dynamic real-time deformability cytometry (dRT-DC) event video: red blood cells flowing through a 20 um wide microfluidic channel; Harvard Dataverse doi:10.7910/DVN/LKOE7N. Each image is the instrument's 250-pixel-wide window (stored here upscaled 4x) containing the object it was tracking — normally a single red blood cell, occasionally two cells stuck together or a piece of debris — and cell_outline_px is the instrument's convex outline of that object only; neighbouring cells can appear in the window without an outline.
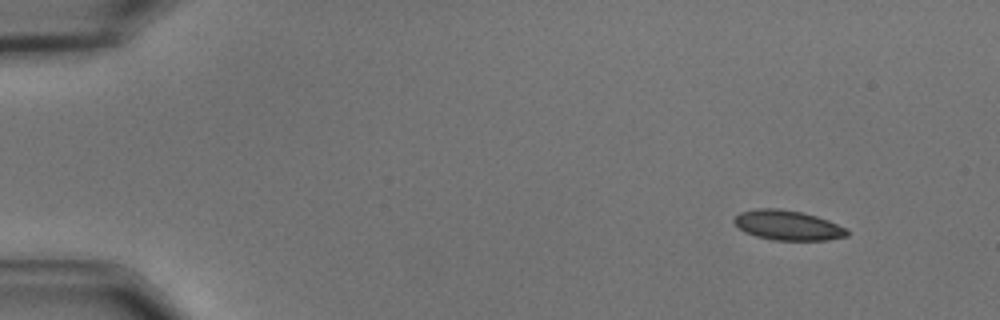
{"species": "common noctule bat (a hibernating species)", "species_latin": "Nyctalus noctula", "temperature_condition": "cold", "stored_images_in_passage": 40, "camera_frame_rate_fps": 3000, "um_per_image_px": 0.085, "animal": {"sex": "male", "body_mass_g": 15.6}, "frame": {"image": 1, "passage_image": 1, "time_ms": 0.0, "image_size_px": [1000, 320], "cell_outline_px": [[848, 236], [828, 240], [772, 240], [756, 236], [744, 232], [732, 220], [740, 212], [756, 208], [780, 208], [800, 212], [816, 216], [828, 220], [848, 228]], "centroid_in_image_um": [66.97, 19.15], "position_along_channel_um": 18.0, "area_um2": 19.71}}
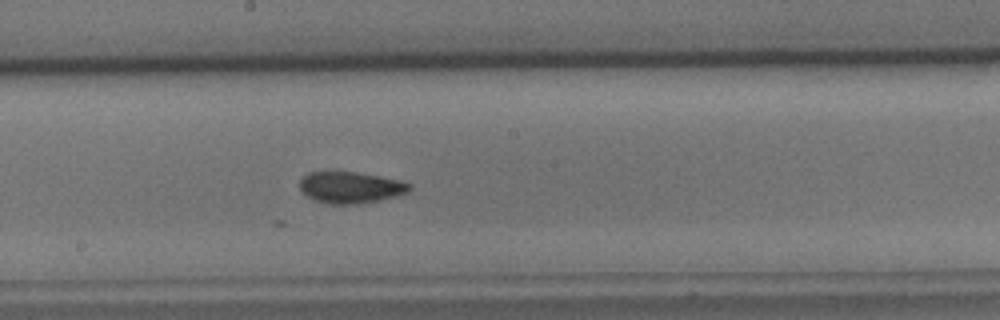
{"frame": {"image": 2, "passage_image": 27, "time_ms": 8.667, "image_size_px": [1000, 320], "cell_outline_px": [[412, 188], [408, 192], [396, 196], [360, 204], [328, 204], [316, 200], [308, 196], [300, 188], [300, 180], [308, 172], [356, 172], [380, 176], [400, 180], [412, 184]], "centroid_in_image_um": [29.83, 15.93], "position_along_channel_um": 218.4, "area_um2": 20.06}}
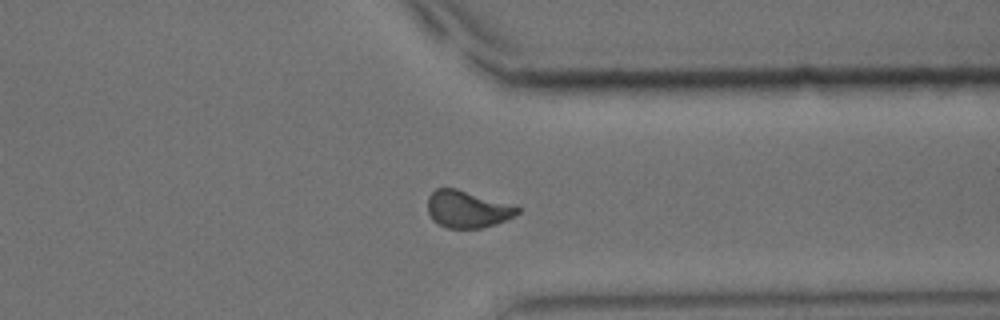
{"frame": {"image": 3, "passage_image": 40, "time_ms": 13.0, "image_size_px": [1000, 320], "cell_outline_px": [[520, 212], [496, 224], [484, 228], [448, 228], [436, 224], [432, 220], [428, 212], [428, 196], [436, 188], [456, 188], [520, 208]], "centroid_in_image_um": [39.66, 17.8], "position_along_channel_um": 371.7, "area_um2": 19.13}, "authors_computed_cell_mechanics": {"area_um2": 19.9121, "velocity_mm_per_s": 3.5528, "shape_relaxation_time_tau1_ms": 4.8576, "shape_relaxation_time_tau2_ms": 2.2679, "deformation_change_tau1": 0.1025, "deformation_change_tau2": 0.0561}}